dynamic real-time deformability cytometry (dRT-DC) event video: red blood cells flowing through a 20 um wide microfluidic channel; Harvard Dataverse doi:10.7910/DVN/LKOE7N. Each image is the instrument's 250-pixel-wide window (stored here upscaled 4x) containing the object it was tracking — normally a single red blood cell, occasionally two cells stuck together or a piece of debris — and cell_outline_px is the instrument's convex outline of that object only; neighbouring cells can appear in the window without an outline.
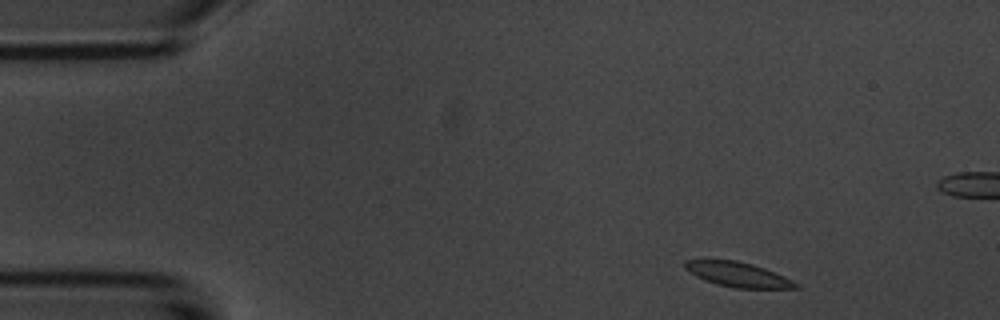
{"species": "common noctule bat (a hibernating species)", "species_latin": "Nyctalus noctula", "temperature_condition": "room temperature", "stored_images_in_passage": 6, "camera_frame_rate_fps": 3000, "um_per_image_px": 0.085, "animal": {"sex": "male", "body_mass_g": 20.1, "forearm_length_mm": 53.5}, "frame": {"image": 1, "passage_image": 6, "time_ms": 6.0, "image_size_px": [1000, 320], "cell_outline_px": [[800, 288], [736, 288], [716, 284], [704, 280], [688, 272], [684, 268], [684, 260], [736, 260], [752, 264], [764, 268], [784, 276], [800, 284]], "centroid_in_image_um": [62.71, 23.33], "position_along_channel_um": 22.3, "area_um2": 15.95}}